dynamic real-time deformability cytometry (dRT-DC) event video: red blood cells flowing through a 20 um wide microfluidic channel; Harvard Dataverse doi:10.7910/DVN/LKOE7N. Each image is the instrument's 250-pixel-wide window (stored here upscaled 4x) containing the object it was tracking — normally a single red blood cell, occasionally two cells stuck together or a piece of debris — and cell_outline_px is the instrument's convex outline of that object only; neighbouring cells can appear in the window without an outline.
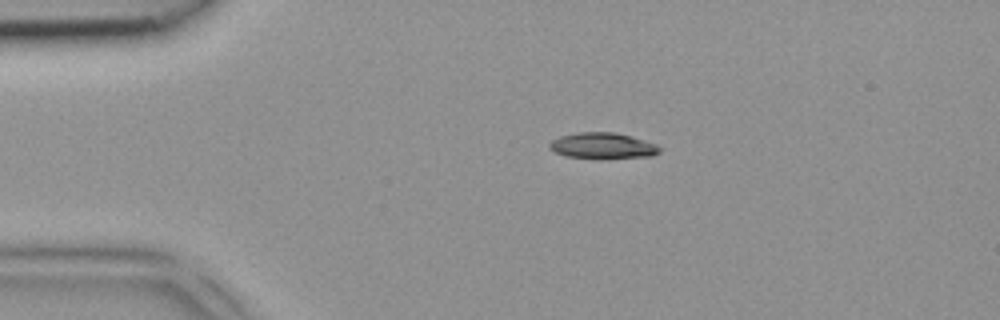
{"species": "common noctule bat (a hibernating species)", "species_latin": "Nyctalus noctula", "temperature_condition": "room temperature", "stored_images_in_passage": 3, "camera_frame_rate_fps": 3000, "um_per_image_px": 0.085, "animal": {"sex": "female", "body_mass_g": 18.4}, "frame": {"image": 1, "passage_image": 2, "time_ms": 0.333, "image_size_px": [1000, 320], "cell_outline_px": [[664, 148], [660, 152], [652, 156], [600, 160], [596, 160], [564, 156], [548, 148], [548, 144], [552, 140], [560, 136], [580, 132], [612, 132], [632, 136], [656, 144]], "centroid_in_image_um": [51.25, 12.42], "position_along_channel_um": 33.8, "area_um2": 17.28}}